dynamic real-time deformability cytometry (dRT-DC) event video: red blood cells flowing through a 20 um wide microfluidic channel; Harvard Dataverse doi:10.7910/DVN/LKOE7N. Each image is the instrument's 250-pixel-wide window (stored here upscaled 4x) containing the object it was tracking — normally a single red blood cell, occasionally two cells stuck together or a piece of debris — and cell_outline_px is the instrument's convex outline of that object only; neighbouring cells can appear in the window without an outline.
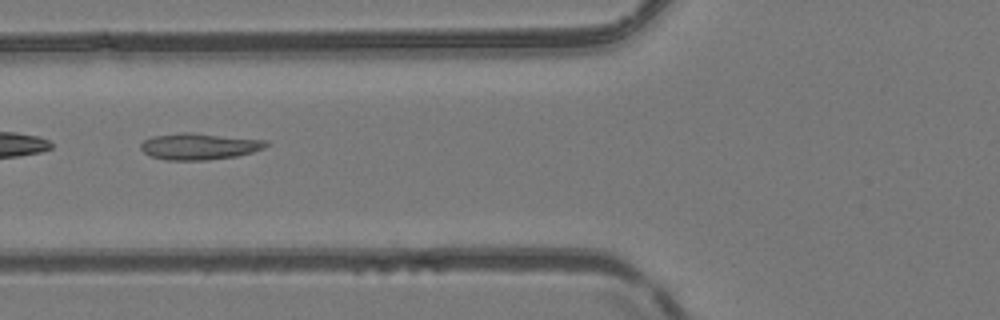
{"species": "common noctule bat (a hibernating species)", "species_latin": "Nyctalus noctula", "temperature_condition": "room temperature", "stored_images_in_passage": 3, "camera_frame_rate_fps": 3000, "um_per_image_px": 0.085, "animal": {"sex": "female", "body_mass_g": 24.6, "forearm_length_mm": 56.2}, "frame": {"image": 1, "passage_image": 3, "time_ms": 2.0, "image_size_px": [1000, 320], "cell_outline_px": [[272, 144], [264, 148], [252, 152], [236, 156], [208, 160], [164, 160], [152, 156], [144, 152], [140, 148], [140, 144], [144, 140], [152, 136], [180, 132], [192, 132], [268, 140]], "centroid_in_image_um": [16.96, 12.43], "position_along_channel_um": 108.8, "area_um2": 19.59}}